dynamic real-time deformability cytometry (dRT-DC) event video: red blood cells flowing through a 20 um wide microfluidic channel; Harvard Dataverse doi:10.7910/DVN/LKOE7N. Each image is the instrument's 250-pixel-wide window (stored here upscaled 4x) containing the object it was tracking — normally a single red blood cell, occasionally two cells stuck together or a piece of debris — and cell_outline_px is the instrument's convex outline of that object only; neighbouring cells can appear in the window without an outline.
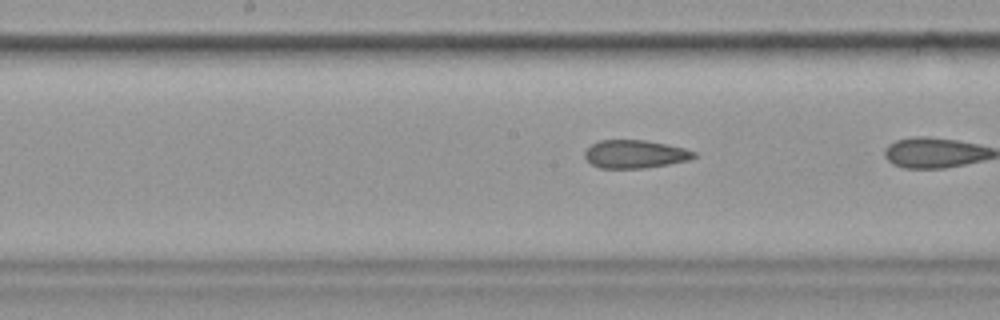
{"species": "common noctule bat (a hibernating species)", "species_latin": "Nyctalus noctula", "temperature_condition": "cold", "stored_images_in_passage": 25, "camera_frame_rate_fps": 3000, "um_per_image_px": 0.085, "animal": {"sex": "female", "body_mass_g": 19.9}, "frame": {"image": 1, "passage_image": 22, "time_ms": 7.0, "image_size_px": [1000, 320], "cell_outline_px": [[696, 156], [688, 160], [668, 164], [644, 168], [600, 168], [592, 164], [584, 156], [584, 152], [592, 144], [600, 140], [644, 140], [684, 148], [696, 152]], "centroid_in_image_um": [53.96, 13.1], "position_along_channel_um": 194.2, "area_um2": 17.69}}